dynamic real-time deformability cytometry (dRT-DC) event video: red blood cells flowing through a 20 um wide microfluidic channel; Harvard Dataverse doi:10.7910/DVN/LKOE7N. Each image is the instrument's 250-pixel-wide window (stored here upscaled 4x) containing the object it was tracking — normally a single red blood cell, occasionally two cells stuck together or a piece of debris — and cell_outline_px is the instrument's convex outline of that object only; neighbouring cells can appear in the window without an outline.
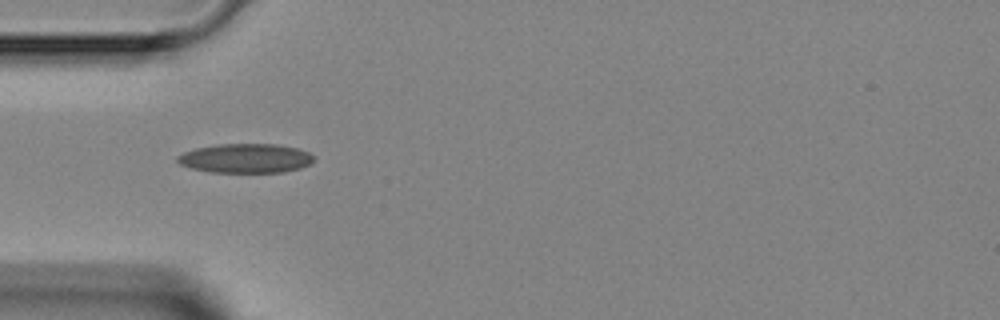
{"species": "Egyptian fruit bat (a non-hibernating species)", "species_latin": "Rousettus aegyptiacus", "temperature_condition": "room temperature", "stored_images_in_passage": 7, "camera_frame_rate_fps": 3000, "um_per_image_px": 0.085, "animal": {"sex": "female"}, "frame": {"image": 1, "passage_image": 5, "time_ms": 4.667, "image_size_px": [1000, 320], "cell_outline_px": [[316, 156], [312, 164], [300, 168], [284, 172], [208, 172], [192, 168], [180, 164], [176, 160], [176, 156], [184, 152], [196, 148], [216, 144], [276, 144], [296, 148], [308, 152]], "centroid_in_image_um": [20.9, 13.45], "position_along_channel_um": 64.1, "area_um2": 23.41}}
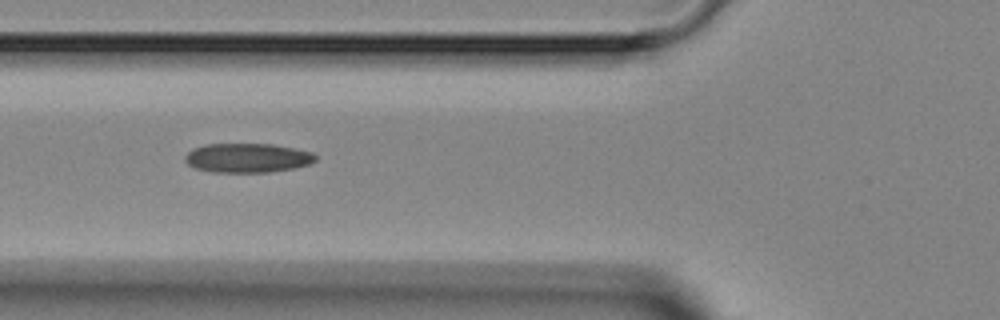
{"frame": {"image": 2, "passage_image": 6, "time_ms": 5.667, "image_size_px": [1000, 320], "cell_outline_px": [[316, 160], [308, 164], [292, 168], [268, 172], [212, 172], [196, 168], [188, 164], [184, 160], [184, 156], [192, 148], [204, 144], [272, 144], [312, 152], [316, 156]], "centroid_in_image_um": [20.98, 13.41], "position_along_channel_um": 104.8, "area_um2": 22.14}}
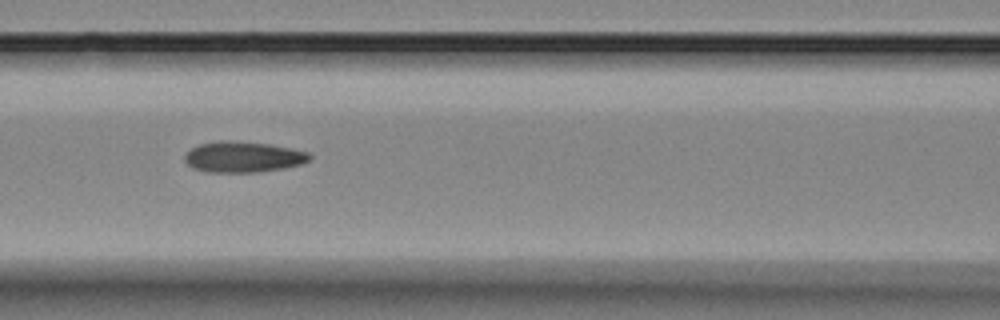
{"frame": {"image": 3, "passage_image": 7, "time_ms": 6.667, "image_size_px": [1000, 320], "cell_outline_px": [[312, 156], [308, 160], [300, 164], [284, 168], [260, 172], [208, 172], [192, 168], [184, 160], [184, 156], [192, 148], [200, 144], [216, 140], [228, 140], [272, 144], [292, 148], [308, 152]], "centroid_in_image_um": [20.66, 13.33], "position_along_channel_um": 145.9, "area_um2": 22.54}}